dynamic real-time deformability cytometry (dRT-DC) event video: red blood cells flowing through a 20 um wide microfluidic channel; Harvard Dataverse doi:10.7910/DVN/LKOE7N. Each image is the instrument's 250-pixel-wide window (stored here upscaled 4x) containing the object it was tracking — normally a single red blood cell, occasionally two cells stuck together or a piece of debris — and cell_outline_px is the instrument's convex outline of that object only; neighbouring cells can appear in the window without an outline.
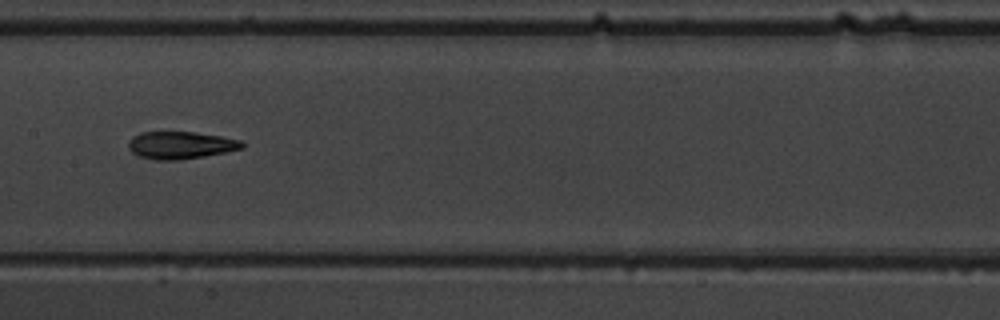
{"species": "common noctule bat (a hibernating species)", "species_latin": "Nyctalus noctula", "temperature_condition": "warm", "stored_images_in_passage": 9, "camera_frame_rate_fps": 3000, "um_per_image_px": 0.085, "animal": {"sex": "male", "body_mass_g": 19.5, "forearm_length_mm": 54.6}, "frame": {"image": 1, "passage_image": 6, "time_ms": 5.667, "image_size_px": [1000, 320], "cell_outline_px": [[244, 148], [204, 156], [180, 160], [156, 160], [140, 156], [132, 152], [128, 148], [128, 140], [132, 136], [140, 132], [192, 132], [220, 136], [240, 140], [244, 144]], "centroid_in_image_um": [15.31, 12.34], "position_along_channel_um": 192.1, "area_um2": 18.09}}
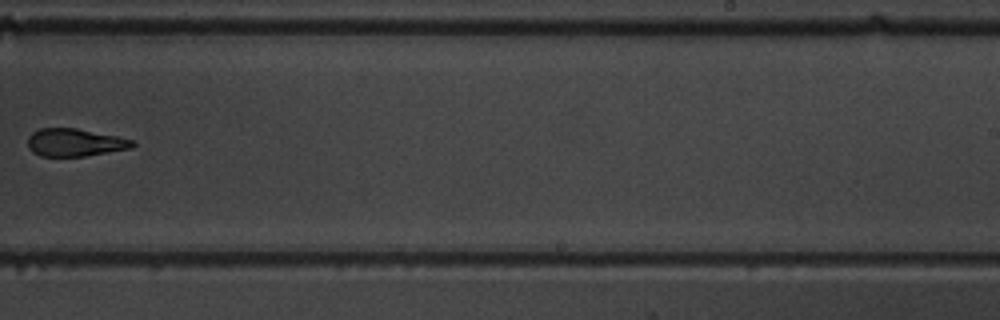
{"frame": {"image": 2, "passage_image": 8, "time_ms": 8.0, "image_size_px": [1000, 320], "cell_outline_px": [[136, 144], [132, 148], [84, 156], [40, 156], [32, 152], [28, 148], [28, 136], [32, 132], [40, 128], [76, 128], [116, 136], [132, 140]], "centroid_in_image_um": [6.33, 12.11], "position_along_channel_um": 282.7, "area_um2": 16.88}}
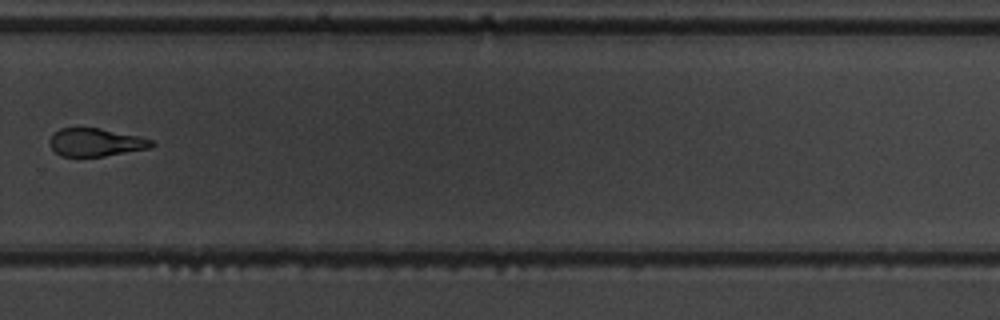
{"frame": {"image": 3, "passage_image": 9, "time_ms": 9.0, "image_size_px": [1000, 320], "cell_outline_px": [[156, 144], [152, 148], [104, 156], [60, 156], [48, 144], [48, 140], [52, 132], [60, 128], [100, 128], [136, 136], [152, 140]], "centroid_in_image_um": [8.1, 12.1], "position_along_channel_um": 321.7, "area_um2": 16.7}}